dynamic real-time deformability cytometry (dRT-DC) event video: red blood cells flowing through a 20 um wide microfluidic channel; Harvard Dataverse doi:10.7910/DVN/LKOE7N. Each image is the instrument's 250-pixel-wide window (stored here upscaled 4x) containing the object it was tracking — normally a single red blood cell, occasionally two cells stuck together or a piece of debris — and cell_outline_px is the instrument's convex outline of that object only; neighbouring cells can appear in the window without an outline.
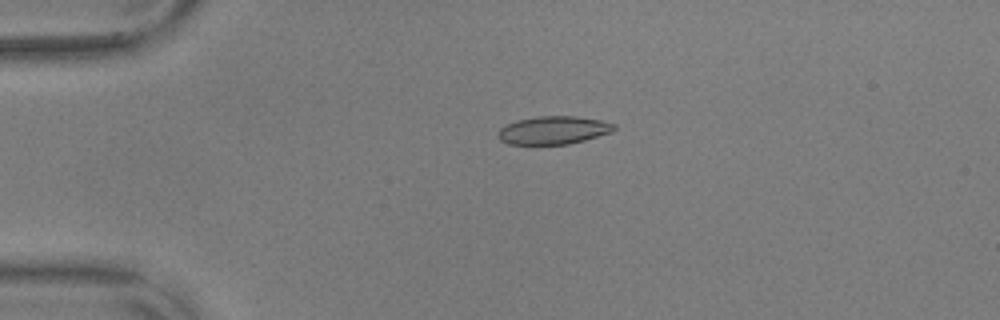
{"species": "common noctule bat (a hibernating species)", "species_latin": "Nyctalus noctula", "temperature_condition": "warm", "stored_images_in_passage": 16, "camera_frame_rate_fps": 3000, "um_per_image_px": 0.085, "animal": {"sex": "male", "body_mass_g": 17.9, "forearm_length_mm": 54.2}, "frame": {"image": 1, "passage_image": 14, "time_ms": 4.333, "image_size_px": [1000, 320], "cell_outline_px": [[616, 128], [612, 132], [584, 140], [568, 144], [508, 144], [500, 140], [496, 136], [496, 132], [500, 128], [516, 120], [536, 116], [576, 116], [600, 120], [616, 124]], "centroid_in_image_um": [47.02, 11.06], "position_along_channel_um": 38.0, "area_um2": 19.07}}